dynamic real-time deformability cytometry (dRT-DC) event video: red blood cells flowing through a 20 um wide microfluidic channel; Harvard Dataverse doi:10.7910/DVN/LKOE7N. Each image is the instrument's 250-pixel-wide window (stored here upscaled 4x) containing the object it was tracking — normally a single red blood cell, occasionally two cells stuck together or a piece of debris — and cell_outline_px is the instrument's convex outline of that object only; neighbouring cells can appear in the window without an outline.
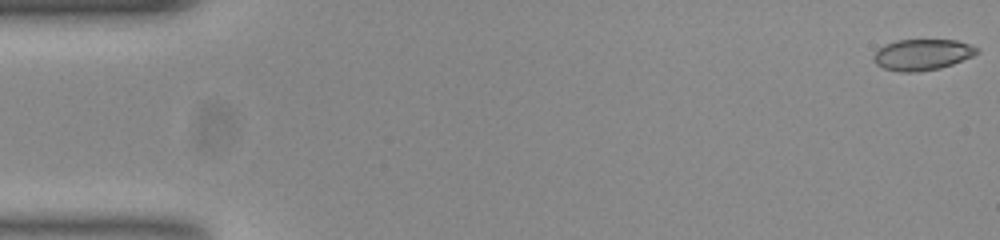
{"species": "common noctule bat (a hibernating species)", "species_latin": "Nyctalus noctula", "temperature_condition": "room temperature", "stored_images_in_passage": 54, "camera_frame_rate_fps": 3000, "um_per_image_px": 0.085, "animal": {"sex": "female", "body_mass_g": 23.0, "forearm_length_mm": 53.4}, "frame": {"image": 1, "passage_image": 1, "time_ms": 0.0, "image_size_px": [1000, 240], "cell_outline_px": [[980, 52], [972, 56], [952, 64], [940, 68], [916, 72], [900, 72], [884, 68], [876, 64], [872, 60], [872, 56], [884, 44], [896, 40], [956, 40], [980, 48]], "centroid_in_image_um": [78.38, 4.64], "position_along_channel_um": 6.6, "area_um2": 18.73}}
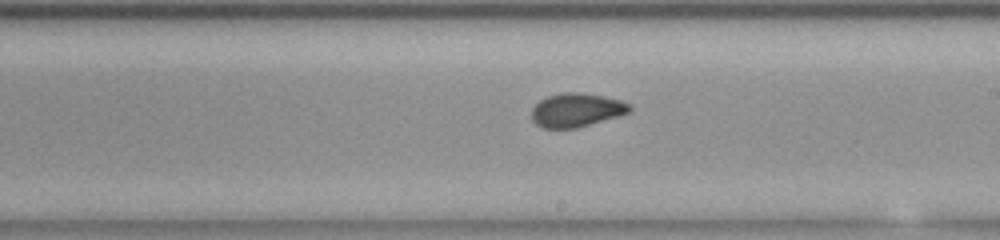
{"frame": {"image": 2, "passage_image": 31, "time_ms": 10.0, "image_size_px": [1000, 240], "cell_outline_px": [[632, 112], [620, 116], [576, 128], [544, 128], [536, 124], [532, 120], [532, 108], [540, 100], [548, 96], [560, 92], [576, 92], [604, 96], [620, 100], [628, 104], [632, 108]], "centroid_in_image_um": [49.01, 9.35], "position_along_channel_um": 240.0, "area_um2": 19.31}}
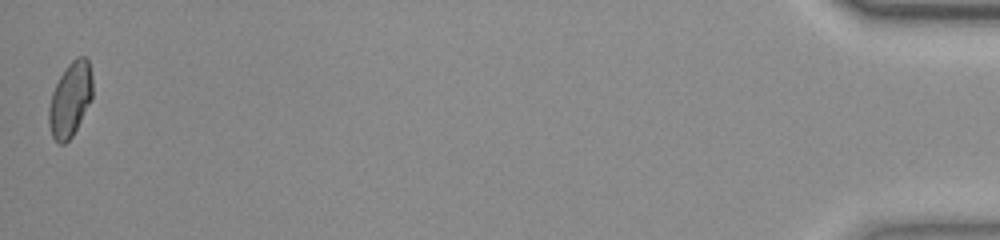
{"frame": {"image": 3, "passage_image": 54, "time_ms": 17.667, "image_size_px": [1000, 240], "cell_outline_px": [[92, 96], [72, 136], [64, 144], [60, 144], [52, 136], [48, 124], [48, 108], [52, 92], [60, 76], [68, 64], [76, 56], [84, 56], [88, 60], [92, 76]], "centroid_in_image_um": [5.95, 8.43], "position_along_channel_um": 429.3, "area_um2": 18.73}, "authors_computed_cell_mechanics": {"area_um2": 19.074, "velocity_mm_per_s": 3.7739, "shape_relaxation_time_tau1_ms": 6.4626, "shape_relaxation_time_tau2_ms": 1.4392, "deformation_change_tau1": 0.1332, "deformation_change_tau2": 0.0522}}